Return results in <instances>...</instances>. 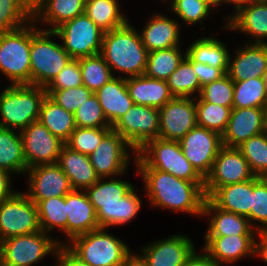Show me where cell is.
Segmentation results:
<instances>
[{
    "instance_id": "cell-1",
    "label": "cell",
    "mask_w": 267,
    "mask_h": 266,
    "mask_svg": "<svg viewBox=\"0 0 267 266\" xmlns=\"http://www.w3.org/2000/svg\"><path fill=\"white\" fill-rule=\"evenodd\" d=\"M136 171L144 181L145 196L150 205L203 217L205 182L186 181L157 169Z\"/></svg>"
},
{
    "instance_id": "cell-2",
    "label": "cell",
    "mask_w": 267,
    "mask_h": 266,
    "mask_svg": "<svg viewBox=\"0 0 267 266\" xmlns=\"http://www.w3.org/2000/svg\"><path fill=\"white\" fill-rule=\"evenodd\" d=\"M117 177L100 178L85 190L96 212L99 228H110L129 223L141 209V197L136 188Z\"/></svg>"
},
{
    "instance_id": "cell-3",
    "label": "cell",
    "mask_w": 267,
    "mask_h": 266,
    "mask_svg": "<svg viewBox=\"0 0 267 266\" xmlns=\"http://www.w3.org/2000/svg\"><path fill=\"white\" fill-rule=\"evenodd\" d=\"M100 55L109 65L114 77L118 72L119 77L126 76L125 78L145 73L148 51L139 31L130 22L118 29L104 32Z\"/></svg>"
},
{
    "instance_id": "cell-4",
    "label": "cell",
    "mask_w": 267,
    "mask_h": 266,
    "mask_svg": "<svg viewBox=\"0 0 267 266\" xmlns=\"http://www.w3.org/2000/svg\"><path fill=\"white\" fill-rule=\"evenodd\" d=\"M132 157L137 169H157L186 181L205 182L185 158L179 141L150 140Z\"/></svg>"
},
{
    "instance_id": "cell-5",
    "label": "cell",
    "mask_w": 267,
    "mask_h": 266,
    "mask_svg": "<svg viewBox=\"0 0 267 266\" xmlns=\"http://www.w3.org/2000/svg\"><path fill=\"white\" fill-rule=\"evenodd\" d=\"M46 89L34 85H9L0 95V127L22 131L38 121Z\"/></svg>"
},
{
    "instance_id": "cell-6",
    "label": "cell",
    "mask_w": 267,
    "mask_h": 266,
    "mask_svg": "<svg viewBox=\"0 0 267 266\" xmlns=\"http://www.w3.org/2000/svg\"><path fill=\"white\" fill-rule=\"evenodd\" d=\"M31 21V85L46 88L57 74L72 60L62 43L52 41L56 32L37 28Z\"/></svg>"
},
{
    "instance_id": "cell-7",
    "label": "cell",
    "mask_w": 267,
    "mask_h": 266,
    "mask_svg": "<svg viewBox=\"0 0 267 266\" xmlns=\"http://www.w3.org/2000/svg\"><path fill=\"white\" fill-rule=\"evenodd\" d=\"M105 228L78 235L65 246L89 266H122L131 248Z\"/></svg>"
},
{
    "instance_id": "cell-8",
    "label": "cell",
    "mask_w": 267,
    "mask_h": 266,
    "mask_svg": "<svg viewBox=\"0 0 267 266\" xmlns=\"http://www.w3.org/2000/svg\"><path fill=\"white\" fill-rule=\"evenodd\" d=\"M31 21L0 34V72L10 85H31Z\"/></svg>"
},
{
    "instance_id": "cell-9",
    "label": "cell",
    "mask_w": 267,
    "mask_h": 266,
    "mask_svg": "<svg viewBox=\"0 0 267 266\" xmlns=\"http://www.w3.org/2000/svg\"><path fill=\"white\" fill-rule=\"evenodd\" d=\"M2 266H32L56 253L62 242L44 231L10 237L0 241ZM44 257V258H43Z\"/></svg>"
},
{
    "instance_id": "cell-10",
    "label": "cell",
    "mask_w": 267,
    "mask_h": 266,
    "mask_svg": "<svg viewBox=\"0 0 267 266\" xmlns=\"http://www.w3.org/2000/svg\"><path fill=\"white\" fill-rule=\"evenodd\" d=\"M72 59L100 54L104 31L85 13L66 21L55 30Z\"/></svg>"
},
{
    "instance_id": "cell-11",
    "label": "cell",
    "mask_w": 267,
    "mask_h": 266,
    "mask_svg": "<svg viewBox=\"0 0 267 266\" xmlns=\"http://www.w3.org/2000/svg\"><path fill=\"white\" fill-rule=\"evenodd\" d=\"M41 231L37 205L16 191L0 203V241Z\"/></svg>"
},
{
    "instance_id": "cell-12",
    "label": "cell",
    "mask_w": 267,
    "mask_h": 266,
    "mask_svg": "<svg viewBox=\"0 0 267 266\" xmlns=\"http://www.w3.org/2000/svg\"><path fill=\"white\" fill-rule=\"evenodd\" d=\"M135 152L159 136V109L133 104L112 126Z\"/></svg>"
},
{
    "instance_id": "cell-13",
    "label": "cell",
    "mask_w": 267,
    "mask_h": 266,
    "mask_svg": "<svg viewBox=\"0 0 267 266\" xmlns=\"http://www.w3.org/2000/svg\"><path fill=\"white\" fill-rule=\"evenodd\" d=\"M130 150L136 155L128 142L111 129L88 156L97 176L108 179L125 174L131 161Z\"/></svg>"
},
{
    "instance_id": "cell-14",
    "label": "cell",
    "mask_w": 267,
    "mask_h": 266,
    "mask_svg": "<svg viewBox=\"0 0 267 266\" xmlns=\"http://www.w3.org/2000/svg\"><path fill=\"white\" fill-rule=\"evenodd\" d=\"M255 177L247 160L237 147L222 146L205 178L204 193L210 197L219 187L241 183Z\"/></svg>"
},
{
    "instance_id": "cell-15",
    "label": "cell",
    "mask_w": 267,
    "mask_h": 266,
    "mask_svg": "<svg viewBox=\"0 0 267 266\" xmlns=\"http://www.w3.org/2000/svg\"><path fill=\"white\" fill-rule=\"evenodd\" d=\"M185 158L205 179L212 170L214 160L222 145V136L212 130L196 126L180 141Z\"/></svg>"
},
{
    "instance_id": "cell-16",
    "label": "cell",
    "mask_w": 267,
    "mask_h": 266,
    "mask_svg": "<svg viewBox=\"0 0 267 266\" xmlns=\"http://www.w3.org/2000/svg\"><path fill=\"white\" fill-rule=\"evenodd\" d=\"M28 168L57 163L65 143L39 121L20 131Z\"/></svg>"
},
{
    "instance_id": "cell-17",
    "label": "cell",
    "mask_w": 267,
    "mask_h": 266,
    "mask_svg": "<svg viewBox=\"0 0 267 266\" xmlns=\"http://www.w3.org/2000/svg\"><path fill=\"white\" fill-rule=\"evenodd\" d=\"M196 126V98L173 97L159 108L158 138L180 141Z\"/></svg>"
},
{
    "instance_id": "cell-18",
    "label": "cell",
    "mask_w": 267,
    "mask_h": 266,
    "mask_svg": "<svg viewBox=\"0 0 267 266\" xmlns=\"http://www.w3.org/2000/svg\"><path fill=\"white\" fill-rule=\"evenodd\" d=\"M28 189L24 192L36 205L52 197L66 196L73 190L69 178L57 163L28 168Z\"/></svg>"
},
{
    "instance_id": "cell-19",
    "label": "cell",
    "mask_w": 267,
    "mask_h": 266,
    "mask_svg": "<svg viewBox=\"0 0 267 266\" xmlns=\"http://www.w3.org/2000/svg\"><path fill=\"white\" fill-rule=\"evenodd\" d=\"M191 237L175 234L161 240H154L142 246L141 256L148 266H184L196 252Z\"/></svg>"
},
{
    "instance_id": "cell-20",
    "label": "cell",
    "mask_w": 267,
    "mask_h": 266,
    "mask_svg": "<svg viewBox=\"0 0 267 266\" xmlns=\"http://www.w3.org/2000/svg\"><path fill=\"white\" fill-rule=\"evenodd\" d=\"M244 46V47H243ZM229 55L228 76L233 81L263 78L267 70V44L246 43Z\"/></svg>"
},
{
    "instance_id": "cell-21",
    "label": "cell",
    "mask_w": 267,
    "mask_h": 266,
    "mask_svg": "<svg viewBox=\"0 0 267 266\" xmlns=\"http://www.w3.org/2000/svg\"><path fill=\"white\" fill-rule=\"evenodd\" d=\"M202 250L220 266L254 256L255 236H204Z\"/></svg>"
},
{
    "instance_id": "cell-22",
    "label": "cell",
    "mask_w": 267,
    "mask_h": 266,
    "mask_svg": "<svg viewBox=\"0 0 267 266\" xmlns=\"http://www.w3.org/2000/svg\"><path fill=\"white\" fill-rule=\"evenodd\" d=\"M264 108H232L222 145L238 147L252 136L263 132Z\"/></svg>"
},
{
    "instance_id": "cell-23",
    "label": "cell",
    "mask_w": 267,
    "mask_h": 266,
    "mask_svg": "<svg viewBox=\"0 0 267 266\" xmlns=\"http://www.w3.org/2000/svg\"><path fill=\"white\" fill-rule=\"evenodd\" d=\"M202 216L209 217L205 236H256L257 231L247 217L218 208L208 197Z\"/></svg>"
},
{
    "instance_id": "cell-24",
    "label": "cell",
    "mask_w": 267,
    "mask_h": 266,
    "mask_svg": "<svg viewBox=\"0 0 267 266\" xmlns=\"http://www.w3.org/2000/svg\"><path fill=\"white\" fill-rule=\"evenodd\" d=\"M67 237L69 239L99 229L96 212L85 190H72L65 196Z\"/></svg>"
},
{
    "instance_id": "cell-25",
    "label": "cell",
    "mask_w": 267,
    "mask_h": 266,
    "mask_svg": "<svg viewBox=\"0 0 267 266\" xmlns=\"http://www.w3.org/2000/svg\"><path fill=\"white\" fill-rule=\"evenodd\" d=\"M152 16V17H151ZM142 30L141 40L148 52L180 46V22L162 13L152 14Z\"/></svg>"
},
{
    "instance_id": "cell-26",
    "label": "cell",
    "mask_w": 267,
    "mask_h": 266,
    "mask_svg": "<svg viewBox=\"0 0 267 266\" xmlns=\"http://www.w3.org/2000/svg\"><path fill=\"white\" fill-rule=\"evenodd\" d=\"M223 27L253 37L248 43L267 44V2L256 1L240 9Z\"/></svg>"
},
{
    "instance_id": "cell-27",
    "label": "cell",
    "mask_w": 267,
    "mask_h": 266,
    "mask_svg": "<svg viewBox=\"0 0 267 266\" xmlns=\"http://www.w3.org/2000/svg\"><path fill=\"white\" fill-rule=\"evenodd\" d=\"M85 0H33L32 20L40 22L54 31L66 21L84 13Z\"/></svg>"
},
{
    "instance_id": "cell-28",
    "label": "cell",
    "mask_w": 267,
    "mask_h": 266,
    "mask_svg": "<svg viewBox=\"0 0 267 266\" xmlns=\"http://www.w3.org/2000/svg\"><path fill=\"white\" fill-rule=\"evenodd\" d=\"M103 113L111 126L134 104L125 77H114L95 92Z\"/></svg>"
},
{
    "instance_id": "cell-29",
    "label": "cell",
    "mask_w": 267,
    "mask_h": 266,
    "mask_svg": "<svg viewBox=\"0 0 267 266\" xmlns=\"http://www.w3.org/2000/svg\"><path fill=\"white\" fill-rule=\"evenodd\" d=\"M126 85L133 103L137 105L159 109L174 97L165 80L140 75L126 78Z\"/></svg>"
},
{
    "instance_id": "cell-30",
    "label": "cell",
    "mask_w": 267,
    "mask_h": 266,
    "mask_svg": "<svg viewBox=\"0 0 267 266\" xmlns=\"http://www.w3.org/2000/svg\"><path fill=\"white\" fill-rule=\"evenodd\" d=\"M57 164L69 178L73 190H86L100 179L89 156L73 151L66 145L61 149Z\"/></svg>"
},
{
    "instance_id": "cell-31",
    "label": "cell",
    "mask_w": 267,
    "mask_h": 266,
    "mask_svg": "<svg viewBox=\"0 0 267 266\" xmlns=\"http://www.w3.org/2000/svg\"><path fill=\"white\" fill-rule=\"evenodd\" d=\"M253 179L219 187L209 199L220 209L245 216L251 224Z\"/></svg>"
},
{
    "instance_id": "cell-32",
    "label": "cell",
    "mask_w": 267,
    "mask_h": 266,
    "mask_svg": "<svg viewBox=\"0 0 267 266\" xmlns=\"http://www.w3.org/2000/svg\"><path fill=\"white\" fill-rule=\"evenodd\" d=\"M0 169L12 175L25 174L28 170L23 142L17 130L0 127Z\"/></svg>"
},
{
    "instance_id": "cell-33",
    "label": "cell",
    "mask_w": 267,
    "mask_h": 266,
    "mask_svg": "<svg viewBox=\"0 0 267 266\" xmlns=\"http://www.w3.org/2000/svg\"><path fill=\"white\" fill-rule=\"evenodd\" d=\"M185 52L192 62L215 68H228L230 52L224 42L214 37H200L192 42Z\"/></svg>"
},
{
    "instance_id": "cell-34",
    "label": "cell",
    "mask_w": 267,
    "mask_h": 266,
    "mask_svg": "<svg viewBox=\"0 0 267 266\" xmlns=\"http://www.w3.org/2000/svg\"><path fill=\"white\" fill-rule=\"evenodd\" d=\"M118 0H85L84 13L104 32L118 29L129 20Z\"/></svg>"
},
{
    "instance_id": "cell-35",
    "label": "cell",
    "mask_w": 267,
    "mask_h": 266,
    "mask_svg": "<svg viewBox=\"0 0 267 266\" xmlns=\"http://www.w3.org/2000/svg\"><path fill=\"white\" fill-rule=\"evenodd\" d=\"M38 121L64 143L76 128L74 114L57 105L48 96L42 102Z\"/></svg>"
},
{
    "instance_id": "cell-36",
    "label": "cell",
    "mask_w": 267,
    "mask_h": 266,
    "mask_svg": "<svg viewBox=\"0 0 267 266\" xmlns=\"http://www.w3.org/2000/svg\"><path fill=\"white\" fill-rule=\"evenodd\" d=\"M166 82L174 97L196 98L202 88L193 68V62L187 56L179 63L177 69L172 72Z\"/></svg>"
},
{
    "instance_id": "cell-37",
    "label": "cell",
    "mask_w": 267,
    "mask_h": 266,
    "mask_svg": "<svg viewBox=\"0 0 267 266\" xmlns=\"http://www.w3.org/2000/svg\"><path fill=\"white\" fill-rule=\"evenodd\" d=\"M185 56L180 46L148 52L144 75L166 81Z\"/></svg>"
},
{
    "instance_id": "cell-38",
    "label": "cell",
    "mask_w": 267,
    "mask_h": 266,
    "mask_svg": "<svg viewBox=\"0 0 267 266\" xmlns=\"http://www.w3.org/2000/svg\"><path fill=\"white\" fill-rule=\"evenodd\" d=\"M40 229L50 234L57 228L67 236V210L65 196L52 197L37 204Z\"/></svg>"
},
{
    "instance_id": "cell-39",
    "label": "cell",
    "mask_w": 267,
    "mask_h": 266,
    "mask_svg": "<svg viewBox=\"0 0 267 266\" xmlns=\"http://www.w3.org/2000/svg\"><path fill=\"white\" fill-rule=\"evenodd\" d=\"M267 105V91L263 78L234 81L233 108H264Z\"/></svg>"
},
{
    "instance_id": "cell-40",
    "label": "cell",
    "mask_w": 267,
    "mask_h": 266,
    "mask_svg": "<svg viewBox=\"0 0 267 266\" xmlns=\"http://www.w3.org/2000/svg\"><path fill=\"white\" fill-rule=\"evenodd\" d=\"M83 85L95 93L109 82L114 75L100 54L78 59Z\"/></svg>"
},
{
    "instance_id": "cell-41",
    "label": "cell",
    "mask_w": 267,
    "mask_h": 266,
    "mask_svg": "<svg viewBox=\"0 0 267 266\" xmlns=\"http://www.w3.org/2000/svg\"><path fill=\"white\" fill-rule=\"evenodd\" d=\"M33 1H0V34L32 21Z\"/></svg>"
},
{
    "instance_id": "cell-42",
    "label": "cell",
    "mask_w": 267,
    "mask_h": 266,
    "mask_svg": "<svg viewBox=\"0 0 267 266\" xmlns=\"http://www.w3.org/2000/svg\"><path fill=\"white\" fill-rule=\"evenodd\" d=\"M232 109L209 102H196L197 126L215 131L221 136L225 132Z\"/></svg>"
},
{
    "instance_id": "cell-43",
    "label": "cell",
    "mask_w": 267,
    "mask_h": 266,
    "mask_svg": "<svg viewBox=\"0 0 267 266\" xmlns=\"http://www.w3.org/2000/svg\"><path fill=\"white\" fill-rule=\"evenodd\" d=\"M237 148L255 176L261 177L267 174V137L263 132L252 136Z\"/></svg>"
},
{
    "instance_id": "cell-44",
    "label": "cell",
    "mask_w": 267,
    "mask_h": 266,
    "mask_svg": "<svg viewBox=\"0 0 267 266\" xmlns=\"http://www.w3.org/2000/svg\"><path fill=\"white\" fill-rule=\"evenodd\" d=\"M234 81L226 73L221 78L206 84L196 97V102H209L233 108Z\"/></svg>"
},
{
    "instance_id": "cell-45",
    "label": "cell",
    "mask_w": 267,
    "mask_h": 266,
    "mask_svg": "<svg viewBox=\"0 0 267 266\" xmlns=\"http://www.w3.org/2000/svg\"><path fill=\"white\" fill-rule=\"evenodd\" d=\"M169 9L181 18L187 26L195 25L199 22L204 24V19L210 17L212 8L204 0H170Z\"/></svg>"
},
{
    "instance_id": "cell-46",
    "label": "cell",
    "mask_w": 267,
    "mask_h": 266,
    "mask_svg": "<svg viewBox=\"0 0 267 266\" xmlns=\"http://www.w3.org/2000/svg\"><path fill=\"white\" fill-rule=\"evenodd\" d=\"M112 129V127L101 128H81L76 127L71 133L65 145L71 150L81 154H91L99 145L102 138Z\"/></svg>"
},
{
    "instance_id": "cell-47",
    "label": "cell",
    "mask_w": 267,
    "mask_h": 266,
    "mask_svg": "<svg viewBox=\"0 0 267 266\" xmlns=\"http://www.w3.org/2000/svg\"><path fill=\"white\" fill-rule=\"evenodd\" d=\"M76 127L101 128L112 127L107 121L98 97L93 93L74 113Z\"/></svg>"
},
{
    "instance_id": "cell-48",
    "label": "cell",
    "mask_w": 267,
    "mask_h": 266,
    "mask_svg": "<svg viewBox=\"0 0 267 266\" xmlns=\"http://www.w3.org/2000/svg\"><path fill=\"white\" fill-rule=\"evenodd\" d=\"M47 96L66 111L75 113L92 94L86 86L69 89H46Z\"/></svg>"
},
{
    "instance_id": "cell-49",
    "label": "cell",
    "mask_w": 267,
    "mask_h": 266,
    "mask_svg": "<svg viewBox=\"0 0 267 266\" xmlns=\"http://www.w3.org/2000/svg\"><path fill=\"white\" fill-rule=\"evenodd\" d=\"M251 226L256 231L267 230V185L260 178H253Z\"/></svg>"
},
{
    "instance_id": "cell-50",
    "label": "cell",
    "mask_w": 267,
    "mask_h": 266,
    "mask_svg": "<svg viewBox=\"0 0 267 266\" xmlns=\"http://www.w3.org/2000/svg\"><path fill=\"white\" fill-rule=\"evenodd\" d=\"M83 85L78 59H72L45 89H69Z\"/></svg>"
},
{
    "instance_id": "cell-51",
    "label": "cell",
    "mask_w": 267,
    "mask_h": 266,
    "mask_svg": "<svg viewBox=\"0 0 267 266\" xmlns=\"http://www.w3.org/2000/svg\"><path fill=\"white\" fill-rule=\"evenodd\" d=\"M193 68L198 76L201 87L221 78L228 71V68H215L198 62H193Z\"/></svg>"
},
{
    "instance_id": "cell-52",
    "label": "cell",
    "mask_w": 267,
    "mask_h": 266,
    "mask_svg": "<svg viewBox=\"0 0 267 266\" xmlns=\"http://www.w3.org/2000/svg\"><path fill=\"white\" fill-rule=\"evenodd\" d=\"M56 257L55 266H89L76 255H74L65 245H60L54 254Z\"/></svg>"
},
{
    "instance_id": "cell-53",
    "label": "cell",
    "mask_w": 267,
    "mask_h": 266,
    "mask_svg": "<svg viewBox=\"0 0 267 266\" xmlns=\"http://www.w3.org/2000/svg\"><path fill=\"white\" fill-rule=\"evenodd\" d=\"M11 176L12 174L9 172L0 169V203L16 192V190H12Z\"/></svg>"
},
{
    "instance_id": "cell-54",
    "label": "cell",
    "mask_w": 267,
    "mask_h": 266,
    "mask_svg": "<svg viewBox=\"0 0 267 266\" xmlns=\"http://www.w3.org/2000/svg\"><path fill=\"white\" fill-rule=\"evenodd\" d=\"M255 237L257 238L255 239L254 256H258L267 263V230L257 231Z\"/></svg>"
},
{
    "instance_id": "cell-55",
    "label": "cell",
    "mask_w": 267,
    "mask_h": 266,
    "mask_svg": "<svg viewBox=\"0 0 267 266\" xmlns=\"http://www.w3.org/2000/svg\"><path fill=\"white\" fill-rule=\"evenodd\" d=\"M184 266H220L215 260L211 259L203 250L198 254L195 252Z\"/></svg>"
},
{
    "instance_id": "cell-56",
    "label": "cell",
    "mask_w": 267,
    "mask_h": 266,
    "mask_svg": "<svg viewBox=\"0 0 267 266\" xmlns=\"http://www.w3.org/2000/svg\"><path fill=\"white\" fill-rule=\"evenodd\" d=\"M122 266H148L147 262L140 254L131 252L125 259Z\"/></svg>"
},
{
    "instance_id": "cell-57",
    "label": "cell",
    "mask_w": 267,
    "mask_h": 266,
    "mask_svg": "<svg viewBox=\"0 0 267 266\" xmlns=\"http://www.w3.org/2000/svg\"><path fill=\"white\" fill-rule=\"evenodd\" d=\"M256 2L255 0H225L226 4L234 5L233 9L235 10L234 13H231L228 16L226 21H228L234 14H236L240 9L248 6L249 4Z\"/></svg>"
},
{
    "instance_id": "cell-58",
    "label": "cell",
    "mask_w": 267,
    "mask_h": 266,
    "mask_svg": "<svg viewBox=\"0 0 267 266\" xmlns=\"http://www.w3.org/2000/svg\"><path fill=\"white\" fill-rule=\"evenodd\" d=\"M212 9L216 10L219 9L218 7L220 6V4H224L225 0H204Z\"/></svg>"
},
{
    "instance_id": "cell-59",
    "label": "cell",
    "mask_w": 267,
    "mask_h": 266,
    "mask_svg": "<svg viewBox=\"0 0 267 266\" xmlns=\"http://www.w3.org/2000/svg\"><path fill=\"white\" fill-rule=\"evenodd\" d=\"M263 133L267 137V105L264 107Z\"/></svg>"
},
{
    "instance_id": "cell-60",
    "label": "cell",
    "mask_w": 267,
    "mask_h": 266,
    "mask_svg": "<svg viewBox=\"0 0 267 266\" xmlns=\"http://www.w3.org/2000/svg\"><path fill=\"white\" fill-rule=\"evenodd\" d=\"M263 81H264V84H265V87H266V91H267V70H266V72L263 74Z\"/></svg>"
},
{
    "instance_id": "cell-61",
    "label": "cell",
    "mask_w": 267,
    "mask_h": 266,
    "mask_svg": "<svg viewBox=\"0 0 267 266\" xmlns=\"http://www.w3.org/2000/svg\"><path fill=\"white\" fill-rule=\"evenodd\" d=\"M267 185V174L260 177Z\"/></svg>"
},
{
    "instance_id": "cell-62",
    "label": "cell",
    "mask_w": 267,
    "mask_h": 266,
    "mask_svg": "<svg viewBox=\"0 0 267 266\" xmlns=\"http://www.w3.org/2000/svg\"><path fill=\"white\" fill-rule=\"evenodd\" d=\"M0 1H33V0H0Z\"/></svg>"
},
{
    "instance_id": "cell-63",
    "label": "cell",
    "mask_w": 267,
    "mask_h": 266,
    "mask_svg": "<svg viewBox=\"0 0 267 266\" xmlns=\"http://www.w3.org/2000/svg\"><path fill=\"white\" fill-rule=\"evenodd\" d=\"M0 266H2L1 244H0Z\"/></svg>"
}]
</instances>
